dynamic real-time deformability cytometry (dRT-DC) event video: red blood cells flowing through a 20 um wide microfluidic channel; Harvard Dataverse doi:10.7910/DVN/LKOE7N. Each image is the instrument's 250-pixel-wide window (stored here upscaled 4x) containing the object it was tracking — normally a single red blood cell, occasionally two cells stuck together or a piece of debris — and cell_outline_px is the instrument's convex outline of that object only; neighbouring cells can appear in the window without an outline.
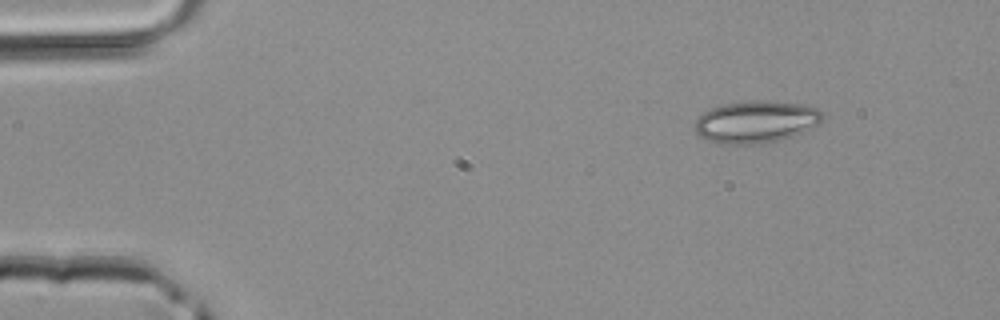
{"species": "common noctule bat (a hibernating species)", "species_latin": "Nyctalus noctula", "temperature_condition": "room temperature", "stored_images_in_passage": 7, "camera_frame_rate_fps": 3000, "um_per_image_px": 0.085, "animal": {"sex": "male", "body_mass_g": 20.4}, "frame": {"image": 1, "passage_image": 1, "time_ms": 0.0, "image_size_px": [1000, 320], "cell_outline_px": [[824, 116], [816, 124], [804, 132], [792, 136], [776, 140], [752, 144], [720, 144], [708, 140], [700, 136], [696, 132], [696, 120], [704, 112], [712, 108], [724, 104], [752, 100], [764, 100], [804, 104], [820, 108], [824, 112]], "centroid_in_image_um": [64.29, 10.34], "position_along_channel_um": 20.7, "area_um2": 31.21}}